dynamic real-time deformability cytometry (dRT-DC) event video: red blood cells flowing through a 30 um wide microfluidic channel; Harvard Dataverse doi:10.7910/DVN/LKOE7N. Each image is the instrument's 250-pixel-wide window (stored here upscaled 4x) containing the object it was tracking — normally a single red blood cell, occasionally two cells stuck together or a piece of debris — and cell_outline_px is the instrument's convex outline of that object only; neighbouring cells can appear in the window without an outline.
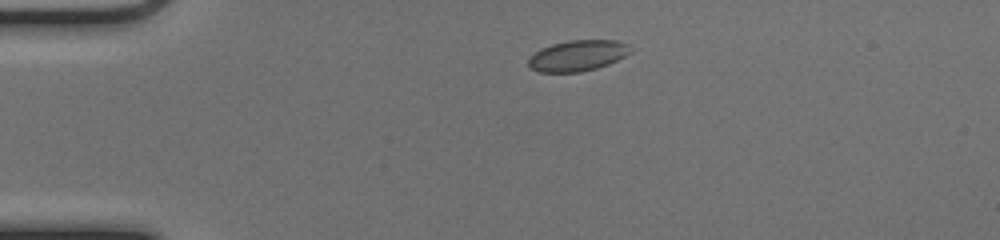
{"species": "common noctule bat (a hibernating species)", "species_latin": "Nyctalus noctula", "temperature_condition": "cold", "stored_images_in_passage": 29, "camera_frame_rate_fps": 3000, "um_per_image_px": 0.085, "animal": {"sex": "female", "body_mass_g": 17.0, "forearm_length_mm": 48.0}, "frame": {"image": 1, "passage_image": 1, "time_ms": 0.0, "image_size_px": [1000, 240], "cell_outline_px": [[612, 60], [604, 64], [588, 68], [568, 72], [548, 72], [536, 68], [536, 56], [540, 52], [548, 48], [560, 44], [588, 40], [600, 40]], "centroid_in_image_um": [48.68, 4.82], "position_along_channel_um": 36.3, "area_um2": 13.06}}
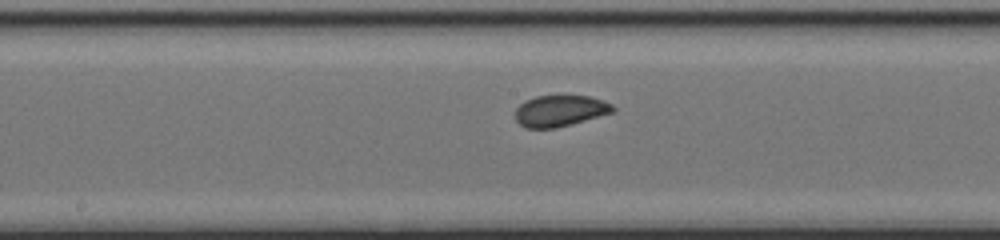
{"frame": {"image": 2, "passage_image": 17, "time_ms": 5.333, "image_size_px": [1000, 240], "cell_outline_px": [[612, 108], [604, 112], [564, 124], [544, 128], [536, 128], [524, 124], [520, 120], [520, 108], [524, 104], [532, 100], [544, 96], [580, 96], [596, 100], [608, 104]], "centroid_in_image_um": [47.56, 9.39], "position_along_channel_um": 200.6, "area_um2": 14.85}}
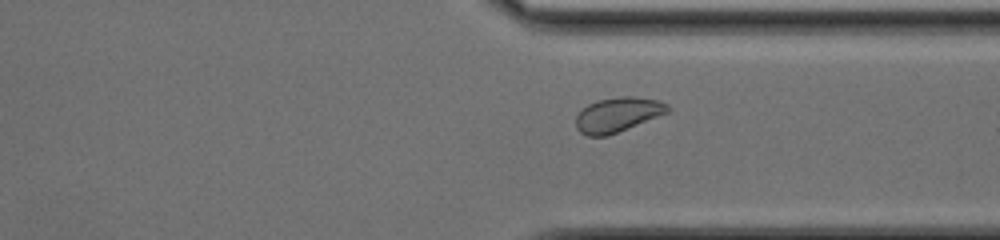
{"frame": {"image": 3, "passage_image": 29, "time_ms": 9.333, "image_size_px": [1000, 240], "cell_outline_px": [[660, 104], [656, 112], [624, 128], [600, 136], [596, 136], [584, 132], [580, 128], [588, 108], [592, 104], [604, 100], [648, 100]], "centroid_in_image_um": [52.34, 9.8], "position_along_channel_um": 359.1, "area_um2": 13.7}}